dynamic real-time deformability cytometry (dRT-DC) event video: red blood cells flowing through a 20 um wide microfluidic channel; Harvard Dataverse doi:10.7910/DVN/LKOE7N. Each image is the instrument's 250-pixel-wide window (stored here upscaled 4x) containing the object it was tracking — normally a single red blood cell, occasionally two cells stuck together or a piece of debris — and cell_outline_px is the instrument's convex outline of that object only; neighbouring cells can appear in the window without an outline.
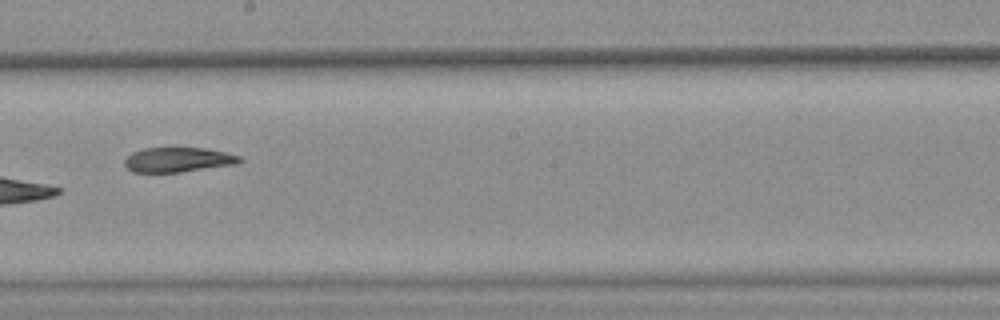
{"species": "common noctule bat (a hibernating species)", "species_latin": "Nyctalus noctula", "temperature_condition": "warm", "stored_images_in_passage": 10, "camera_frame_rate_fps": 3000, "um_per_image_px": 0.085, "animal": {"sex": "female", "body_mass_g": 25.1}, "frame": {"image": 1, "passage_image": 10, "time_ms": 3.0, "image_size_px": [1000, 320], "cell_outline_px": [[244, 160], [236, 164], [180, 172], [132, 172], [124, 164], [124, 160], [132, 152], [144, 148], [204, 148], [224, 152], [240, 156]], "centroid_in_image_um": [15.13, 13.58], "position_along_channel_um": 233.1, "area_um2": 16.47}}